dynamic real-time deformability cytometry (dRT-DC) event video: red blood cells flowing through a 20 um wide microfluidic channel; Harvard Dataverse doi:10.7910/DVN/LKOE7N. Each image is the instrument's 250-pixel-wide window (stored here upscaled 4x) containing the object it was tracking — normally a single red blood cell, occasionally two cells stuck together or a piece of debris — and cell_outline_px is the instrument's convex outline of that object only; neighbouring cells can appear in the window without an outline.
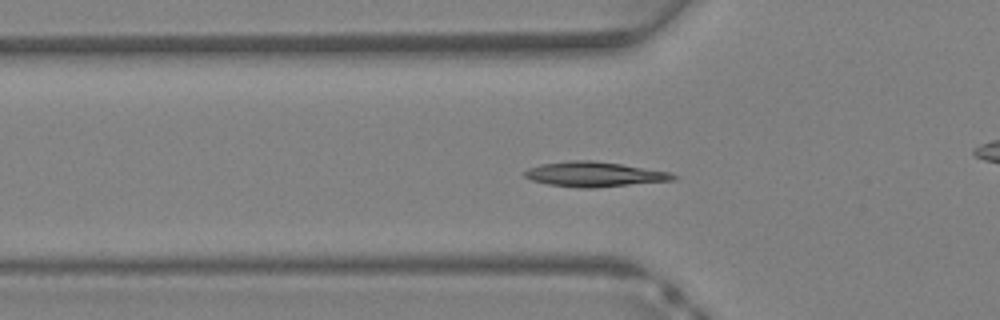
{"species": "Egyptian fruit bat (a non-hibernating species)", "species_latin": "Rousettus aegyptiacus", "temperature_condition": "warm", "stored_images_in_passage": 38, "camera_frame_rate_fps": 3000, "um_per_image_px": 0.085, "animal": {"sex": "female"}, "frame": {"image": 1, "passage_image": 12, "time_ms": 3.667, "image_size_px": [1000, 320], "cell_outline_px": [[680, 176], [676, 180], [596, 188], [580, 188], [548, 184], [532, 180], [524, 176], [524, 172], [528, 168], [540, 164], [572, 160], [588, 160], [620, 164], [672, 172]], "centroid_in_image_um": [50.57, 14.82], "position_along_channel_um": 75.2, "area_um2": 21.68}}
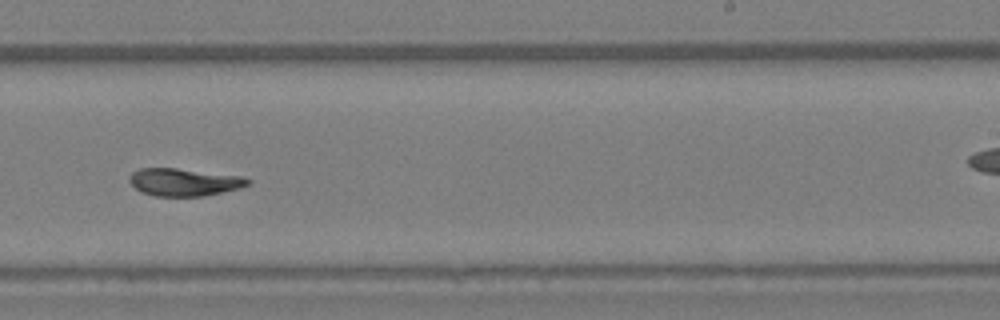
{"frame": {"image": 2, "passage_image": 23, "time_ms": 7.333, "image_size_px": [1000, 320], "cell_outline_px": [[252, 180], [248, 184], [240, 188], [204, 196], [156, 196], [140, 192], [128, 180], [128, 176], [132, 172], [140, 168], [176, 168], [240, 176]], "centroid_in_image_um": [15.61, 15.48], "position_along_channel_um": 273.4, "area_um2": 18.96}}
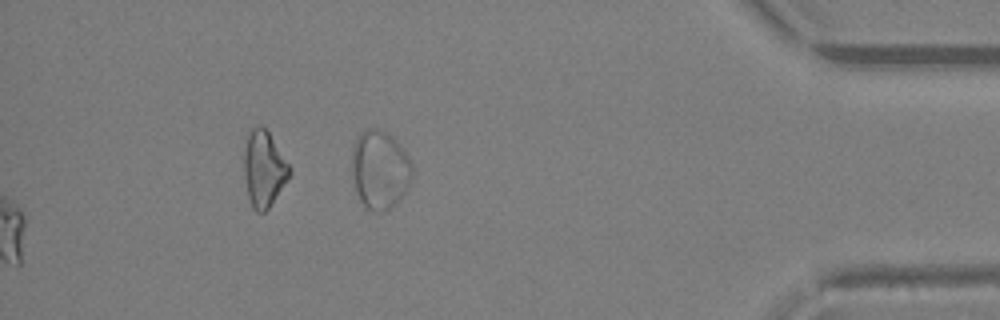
{"frame": {"image": 3, "passage_image": 38, "time_ms": 12.333, "image_size_px": [1000, 320], "cell_outline_px": [[412, 180], [408, 188], [396, 204], [388, 212], [376, 212], [368, 208], [360, 200], [356, 192], [352, 172], [352, 148], [356, 136], [364, 128], [376, 128], [392, 136], [408, 156], [412, 164]], "centroid_in_image_um": [32.29, 14.43], "position_along_channel_um": 402.9, "area_um2": 27.98}}